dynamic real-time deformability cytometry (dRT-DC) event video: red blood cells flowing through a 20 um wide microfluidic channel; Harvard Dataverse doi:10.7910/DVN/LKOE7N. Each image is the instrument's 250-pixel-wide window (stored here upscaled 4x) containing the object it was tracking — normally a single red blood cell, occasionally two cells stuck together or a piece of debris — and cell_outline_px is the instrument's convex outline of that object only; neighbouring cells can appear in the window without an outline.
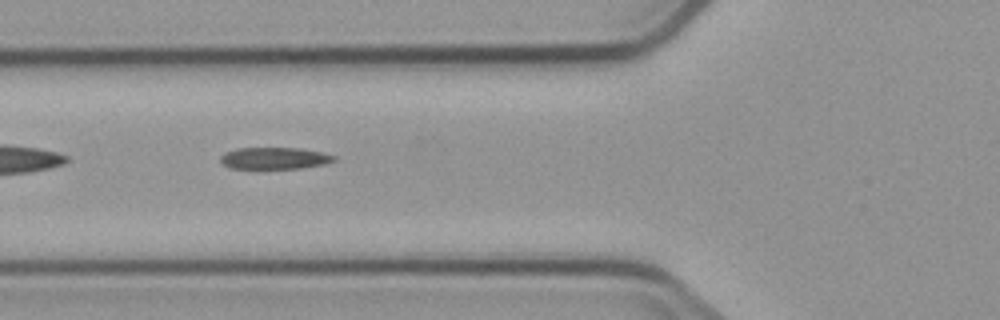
{"species": "common noctule bat (a hibernating species)", "species_latin": "Nyctalus noctula", "temperature_condition": "cold", "stored_images_in_passage": 6, "segment_of_instrument_passage": [2, 2], "camera_frame_rate_fps": 3000, "um_per_image_px": 0.085, "animal": {"sex": "male", "body_mass_g": 23.1, "forearm_length_mm": 52.7}, "frame": {"image": 1, "passage_image": 5, "time_ms": 5.667, "image_size_px": [1000, 320], "cell_outline_px": [[336, 160], [324, 164], [300, 168], [228, 168], [220, 160], [220, 156], [224, 152], [236, 148], [300, 148], [324, 152], [336, 156]], "centroid_in_image_um": [23.34, 13.44], "position_along_channel_um": 102.5, "area_um2": 14.45}}
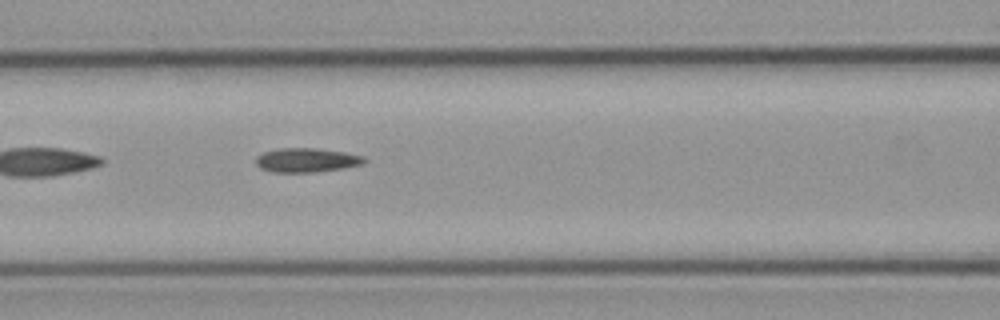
{"frame": {"image": 2, "passage_image": 6, "time_ms": 6.667, "image_size_px": [1000, 320], "cell_outline_px": [[368, 160], [364, 164], [344, 168], [316, 172], [272, 172], [260, 168], [256, 164], [256, 156], [264, 152], [280, 148], [316, 148], [344, 152], [364, 156]], "centroid_in_image_um": [26.09, 13.61], "position_along_channel_um": 140.5, "area_um2": 15.37}}